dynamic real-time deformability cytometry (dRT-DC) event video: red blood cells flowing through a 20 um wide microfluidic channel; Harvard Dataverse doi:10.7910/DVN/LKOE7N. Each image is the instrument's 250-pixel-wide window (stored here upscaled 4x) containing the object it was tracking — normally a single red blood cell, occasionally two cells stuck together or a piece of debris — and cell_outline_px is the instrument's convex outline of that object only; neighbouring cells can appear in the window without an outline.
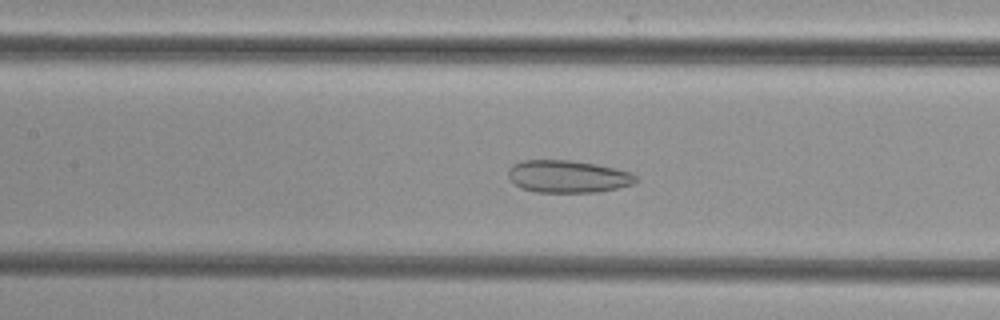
{"species": "common noctule bat (a hibernating species)", "species_latin": "Nyctalus noctula", "temperature_condition": "cold", "stored_images_in_passage": 49, "camera_frame_rate_fps": 3000, "um_per_image_px": 0.085, "animal": {"sex": "female", "body_mass_g": 29.2, "forearm_length_mm": 56.3}, "frame": {"image": 1, "passage_image": 21, "time_ms": 6.667, "image_size_px": [1000, 320], "cell_outline_px": [[636, 180], [632, 184], [616, 188], [596, 192], [536, 192], [520, 188], [508, 176], [508, 168], [524, 160], [572, 160], [596, 164], [616, 168], [632, 172], [636, 176]], "centroid_in_image_um": [48.27, 15.0], "position_along_channel_um": 159.1, "area_um2": 23.99}}
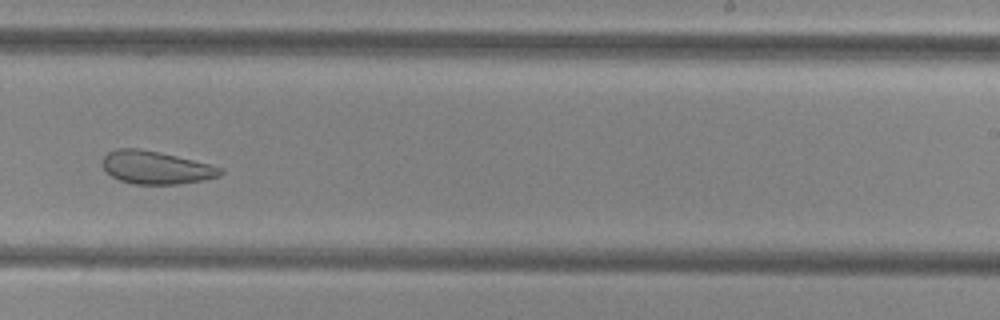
{"frame": {"image": 2, "passage_image": 30, "time_ms": 9.667, "image_size_px": [1000, 320], "cell_outline_px": [[224, 172], [220, 176], [204, 180], [180, 184], [132, 184], [120, 180], [112, 176], [104, 168], [104, 156], [108, 152], [116, 148], [140, 148], [160, 152], [224, 168]], "centroid_in_image_um": [13.28, 14.24], "position_along_channel_um": 275.7, "area_um2": 22.54}}
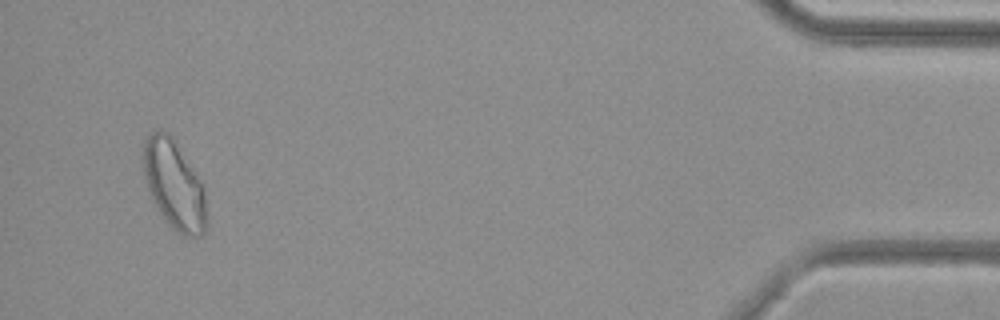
{"frame": {"image": 3, "passage_image": 47, "time_ms": 15.333, "image_size_px": [1000, 320], "cell_outline_px": [[208, 228], [200, 236], [184, 236], [176, 232], [168, 224], [156, 208], [148, 192], [144, 176], [144, 140], [152, 132], [168, 132], [172, 136], [204, 184], [208, 212]], "centroid_in_image_um": [14.85, 15.78], "position_along_channel_um": 420.3, "area_um2": 33.29}}